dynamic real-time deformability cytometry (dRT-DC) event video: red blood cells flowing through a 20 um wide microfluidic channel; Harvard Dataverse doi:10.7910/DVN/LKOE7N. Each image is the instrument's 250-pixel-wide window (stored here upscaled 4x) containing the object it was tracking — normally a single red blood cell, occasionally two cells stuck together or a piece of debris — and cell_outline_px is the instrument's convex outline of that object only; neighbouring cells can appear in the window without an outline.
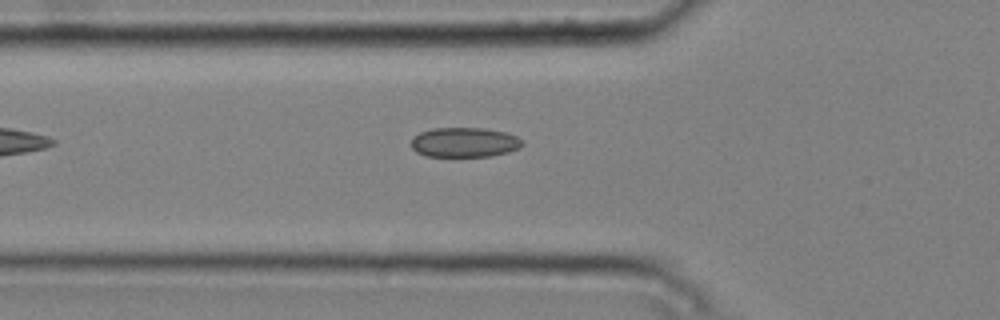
{"species": "common noctule bat (a hibernating species)", "species_latin": "Nyctalus noctula", "temperature_condition": "cold", "stored_images_in_passage": 5, "camera_frame_rate_fps": 3000, "um_per_image_px": 0.085, "animal": {"sex": "male", "body_mass_g": 20.4}, "frame": {"image": 1, "passage_image": 5, "time_ms": 1.333, "image_size_px": [1000, 320], "cell_outline_px": [[524, 144], [520, 148], [508, 152], [492, 156], [424, 156], [416, 152], [412, 148], [412, 140], [420, 132], [432, 128], [484, 128], [504, 132], [516, 136], [524, 140]], "centroid_in_image_um": [39.51, 12.1], "position_along_channel_um": 86.3, "area_um2": 19.31}}